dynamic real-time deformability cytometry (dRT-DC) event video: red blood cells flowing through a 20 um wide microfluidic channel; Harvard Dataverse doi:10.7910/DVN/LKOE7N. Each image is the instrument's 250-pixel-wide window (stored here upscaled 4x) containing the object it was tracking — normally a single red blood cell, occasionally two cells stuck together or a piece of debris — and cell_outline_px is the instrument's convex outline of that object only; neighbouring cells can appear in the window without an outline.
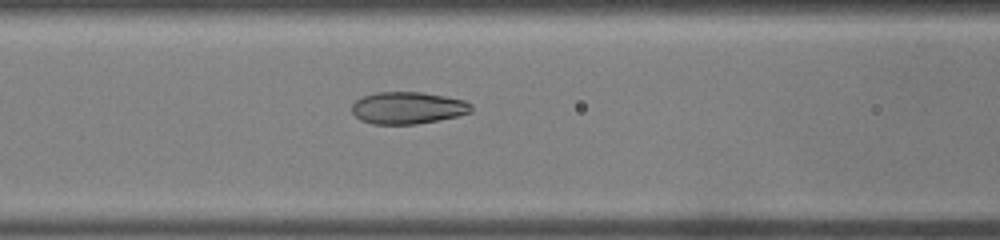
{"species": "common noctule bat (a hibernating species)", "species_latin": "Nyctalus noctula", "temperature_condition": "warm", "stored_images_in_passage": 28, "camera_frame_rate_fps": 3000, "um_per_image_px": 0.085, "animal": {"sex": "male", "body_mass_g": 19.0, "forearm_length_mm": 50.8}, "frame": {"image": 1, "passage_image": 6, "time_ms": 1.667, "image_size_px": [1000, 240], "cell_outline_px": [[472, 112], [456, 116], [416, 124], [372, 124], [360, 120], [352, 112], [352, 104], [356, 100], [364, 96], [376, 92], [424, 92], [464, 100], [472, 104]], "centroid_in_image_um": [34.65, 9.16], "position_along_channel_um": 131.9, "area_um2": 22.25}}
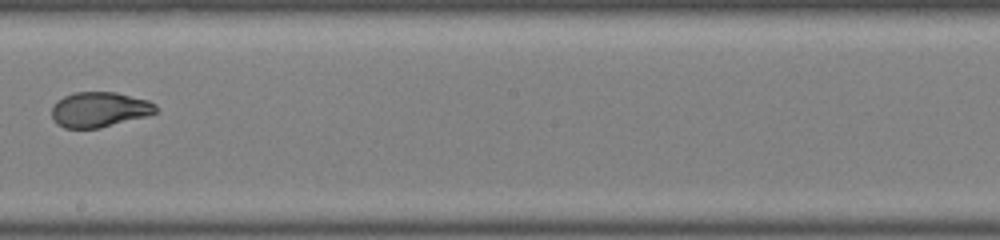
{"frame": {"image": 2, "passage_image": 12, "time_ms": 3.667, "image_size_px": [1000, 240], "cell_outline_px": [[160, 112], [148, 116], [100, 128], [64, 128], [56, 124], [52, 116], [52, 104], [56, 100], [64, 96], [76, 92], [116, 92], [148, 100], [156, 104]], "centroid_in_image_um": [8.47, 9.31], "position_along_channel_um": 239.7, "area_um2": 21.68}}
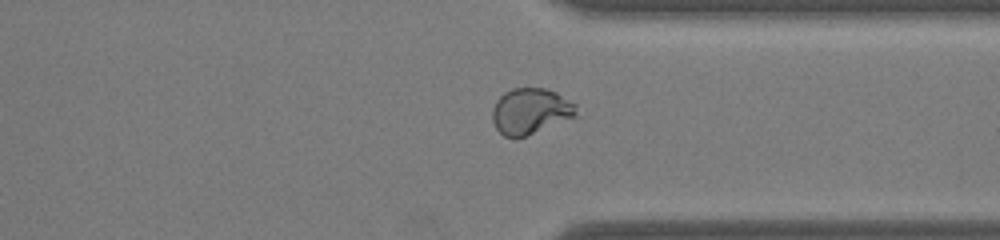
{"frame": {"image": 3, "passage_image": 19, "time_ms": 6.0, "image_size_px": [1000, 240], "cell_outline_px": [[580, 116], [524, 136], [504, 136], [496, 128], [492, 120], [492, 108], [496, 100], [504, 92], [512, 88], [544, 88], [556, 92], [576, 104]], "centroid_in_image_um": [45.13, 9.43], "position_along_channel_um": 366.3, "area_um2": 22.6}}